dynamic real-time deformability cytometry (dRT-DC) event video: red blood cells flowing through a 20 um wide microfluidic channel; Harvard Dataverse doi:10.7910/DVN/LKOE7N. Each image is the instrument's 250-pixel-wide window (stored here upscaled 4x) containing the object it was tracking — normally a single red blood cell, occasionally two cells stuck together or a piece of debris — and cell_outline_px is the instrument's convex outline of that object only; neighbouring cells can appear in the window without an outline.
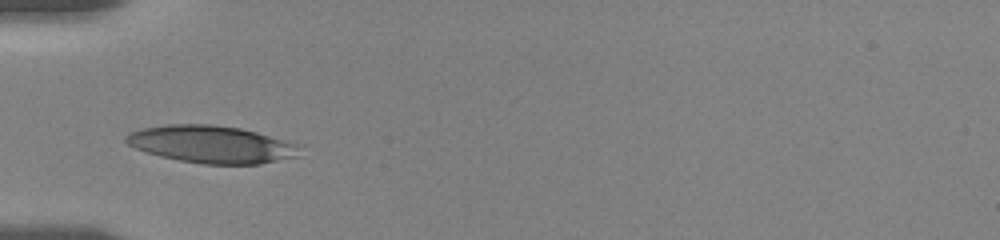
{"species": "human", "species_latin": "Homo sapiens", "temperature_condition": "room temperature", "stored_images_in_passage": 42, "camera_frame_rate_fps": 3000, "um_per_image_px": 0.085, "donor": {"sex": "female"}, "frame": {"image": 1, "passage_image": 1, "time_ms": 0.0, "image_size_px": [1000, 240], "cell_outline_px": [[296, 156], [260, 164], [204, 164], [180, 160], [160, 156], [136, 148], [128, 144], [124, 140], [124, 136], [128, 132], [140, 128], [168, 124], [212, 124], [240, 128], [256, 132], [296, 144]], "centroid_in_image_um": [17.87, 12.25], "position_along_channel_um": 67.1, "area_um2": 37.34}}
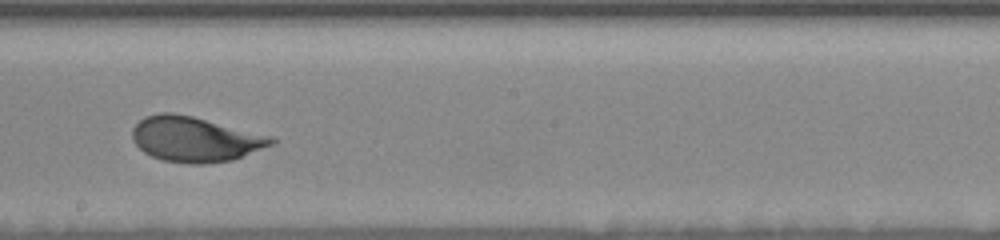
{"frame": {"image": 2, "passage_image": 24, "time_ms": 4.667, "image_size_px": [1000, 240], "cell_outline_px": [[276, 140], [272, 144], [232, 160], [204, 164], [188, 164], [164, 160], [152, 156], [144, 152], [132, 140], [132, 128], [144, 116], [160, 112], [172, 112], [192, 116], [272, 136]], "centroid_in_image_um": [16.54, 11.82], "position_along_channel_um": 231.7, "area_um2": 36.36}}
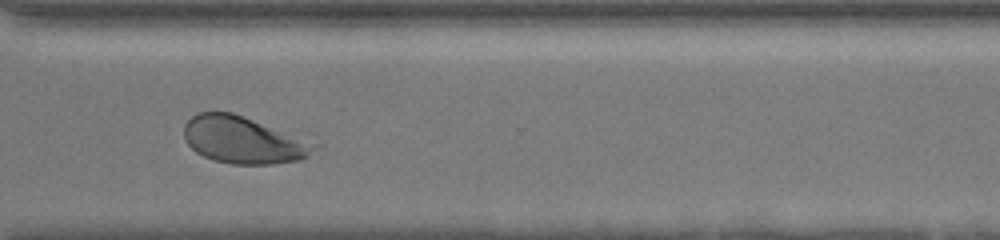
{"frame": {"image": 3, "passage_image": 36, "time_ms": 8.0, "image_size_px": [1000, 240], "cell_outline_px": [[320, 144], [308, 156], [300, 160], [272, 164], [232, 164], [216, 160], [204, 156], [196, 152], [188, 144], [184, 136], [184, 124], [192, 116], [200, 112], [232, 112]], "centroid_in_image_um": [20.69, 11.9], "position_along_channel_um": 349.9, "area_um2": 35.43}, "authors_computed_cell_mechanics": {"area_um2": 35.8938, "velocity_mm_per_s": 3.5532, "shape_relaxation_time_tau1_ms": 3.0552, "shape_relaxation_time_tau2_ms": null, "deformation_change_tau1": 0.1502, "deformation_change_tau2": null}}